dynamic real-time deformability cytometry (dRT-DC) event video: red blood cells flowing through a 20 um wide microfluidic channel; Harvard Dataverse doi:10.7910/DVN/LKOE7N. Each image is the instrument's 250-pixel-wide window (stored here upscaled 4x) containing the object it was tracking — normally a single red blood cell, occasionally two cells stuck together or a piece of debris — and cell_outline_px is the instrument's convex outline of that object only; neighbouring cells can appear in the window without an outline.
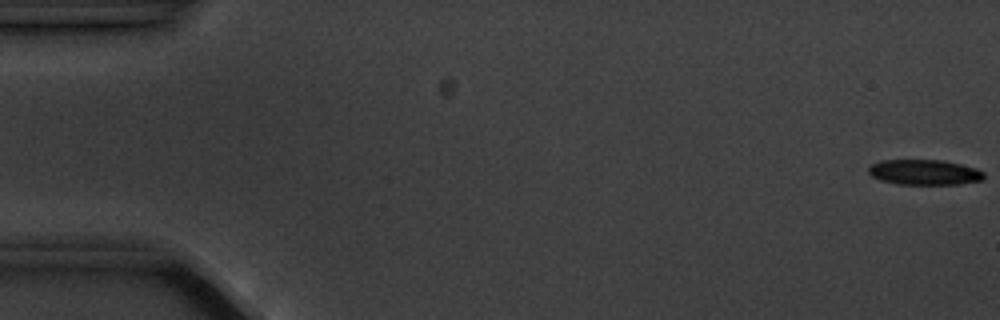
{"species": "common noctule bat (a hibernating species)", "species_latin": "Nyctalus noctula", "temperature_condition": "cold", "stored_images_in_passage": 6, "camera_frame_rate_fps": 3000, "um_per_image_px": 0.085, "animal": {"sex": "male", "body_mass_g": 20.1, "forearm_length_mm": 53.5}, "frame": {"image": 1, "passage_image": 1, "time_ms": 0.0, "image_size_px": [1000, 320], "cell_outline_px": [[984, 180], [960, 184], [896, 184], [880, 180], [872, 176], [868, 172], [868, 168], [872, 164], [880, 160], [944, 160], [976, 168], [984, 172]], "centroid_in_image_um": [78.58, 14.64], "position_along_channel_um": 6.4, "area_um2": 17.11}}
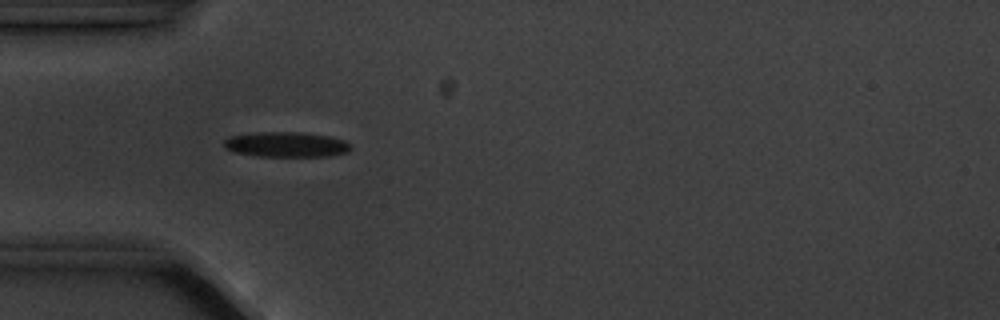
{"frame": {"image": 2, "passage_image": 5, "time_ms": 5.333, "image_size_px": [1000, 320], "cell_outline_px": [[352, 148], [348, 152], [332, 156], [256, 156], [236, 152], [224, 148], [224, 140], [228, 136], [256, 132], [300, 132], [328, 136], [344, 140]], "centroid_in_image_um": [24.31, 12.28], "position_along_channel_um": 60.7, "area_um2": 18.61}}